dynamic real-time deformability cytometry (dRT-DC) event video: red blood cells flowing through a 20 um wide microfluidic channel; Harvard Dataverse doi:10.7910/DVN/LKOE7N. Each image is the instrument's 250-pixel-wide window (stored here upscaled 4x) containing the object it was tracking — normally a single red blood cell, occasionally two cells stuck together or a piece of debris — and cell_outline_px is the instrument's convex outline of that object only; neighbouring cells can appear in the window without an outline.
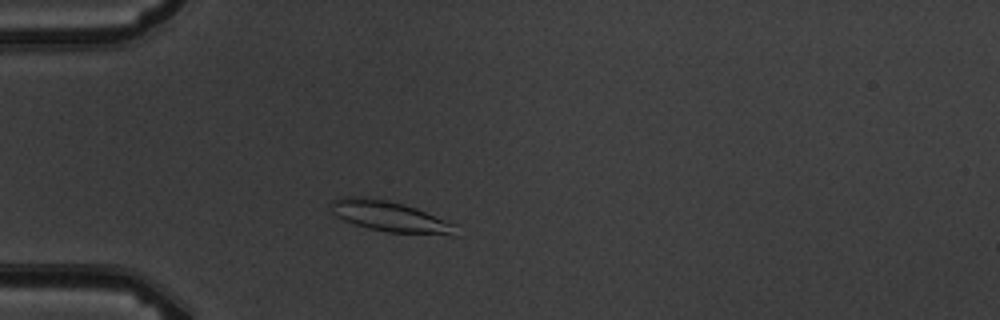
{"species": "common noctule bat (a hibernating species)", "species_latin": "Nyctalus noctula", "temperature_condition": "warm", "stored_images_in_passage": 3, "camera_frame_rate_fps": 3000, "um_per_image_px": 0.085, "animal": {"sex": "male", "body_mass_g": 19.5, "forearm_length_mm": 54.6}, "frame": {"image": 1, "passage_image": 3, "time_ms": 2.333, "image_size_px": [1000, 320], "cell_outline_px": [[456, 236], [388, 232], [368, 228], [344, 220], [336, 216], [332, 212], [328, 204], [332, 200], [344, 196], [360, 196], [388, 200], [404, 204], [416, 208], [456, 224]], "centroid_in_image_um": [33.13, 18.4], "position_along_channel_um": 51.9, "area_um2": 22.48}}